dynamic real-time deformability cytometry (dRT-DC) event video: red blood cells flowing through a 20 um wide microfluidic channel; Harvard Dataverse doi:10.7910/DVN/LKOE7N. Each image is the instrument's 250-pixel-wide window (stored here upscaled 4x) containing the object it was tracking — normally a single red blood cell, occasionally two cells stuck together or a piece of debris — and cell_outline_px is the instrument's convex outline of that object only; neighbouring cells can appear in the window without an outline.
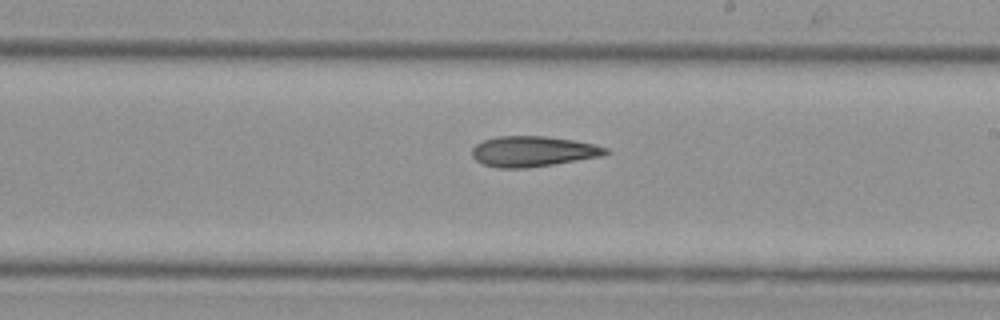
{"species": "Egyptian fruit bat (a non-hibernating species)", "species_latin": "Rousettus aegyptiacus", "temperature_condition": "cold", "stored_images_in_passage": 17, "camera_frame_rate_fps": 3000, "um_per_image_px": 0.085, "animal": {"sex": "female"}, "frame": {"image": 1, "passage_image": 15, "time_ms": 4.667, "image_size_px": [1000, 320], "cell_outline_px": [[608, 152], [600, 156], [528, 168], [496, 168], [484, 164], [476, 160], [472, 156], [472, 148], [476, 144], [484, 140], [496, 136], [544, 136], [572, 140], [596, 144], [608, 148]], "centroid_in_image_um": [45.26, 12.86], "position_along_channel_um": 243.7, "area_um2": 23.58}}